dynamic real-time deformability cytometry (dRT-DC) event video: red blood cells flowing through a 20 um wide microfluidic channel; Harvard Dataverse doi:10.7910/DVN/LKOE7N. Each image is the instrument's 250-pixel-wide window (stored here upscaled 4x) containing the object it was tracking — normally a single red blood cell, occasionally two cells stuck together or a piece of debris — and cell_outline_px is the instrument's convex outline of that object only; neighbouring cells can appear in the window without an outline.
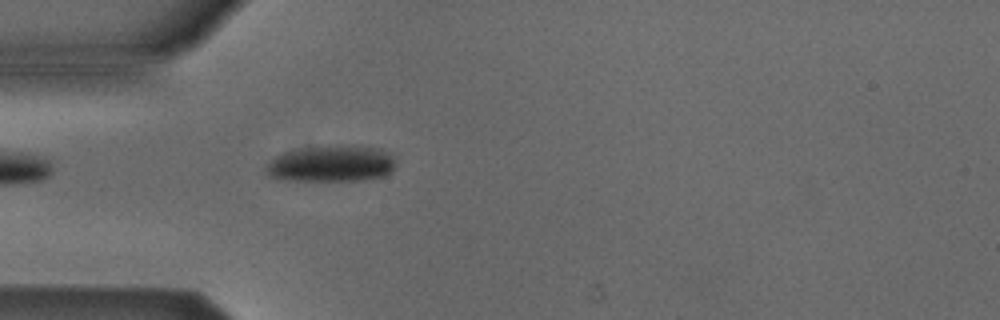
{"species": "Egyptian fruit bat (a non-hibernating species)", "species_latin": "Rousettus aegyptiacus", "temperature_condition": "cold", "stored_images_in_passage": 4, "camera_frame_rate_fps": 3000, "um_per_image_px": 0.085, "animal": {"sex": "male"}, "frame": {"image": 1, "passage_image": 4, "time_ms": 4.667, "image_size_px": [1000, 320], "cell_outline_px": [[392, 168], [384, 176], [360, 180], [280, 180], [268, 176], [264, 168], [276, 156], [284, 152], [304, 148], [336, 144], [376, 148], [384, 152], [392, 160]], "centroid_in_image_um": [28.05, 13.92], "position_along_channel_um": 56.9, "area_um2": 26.99}}